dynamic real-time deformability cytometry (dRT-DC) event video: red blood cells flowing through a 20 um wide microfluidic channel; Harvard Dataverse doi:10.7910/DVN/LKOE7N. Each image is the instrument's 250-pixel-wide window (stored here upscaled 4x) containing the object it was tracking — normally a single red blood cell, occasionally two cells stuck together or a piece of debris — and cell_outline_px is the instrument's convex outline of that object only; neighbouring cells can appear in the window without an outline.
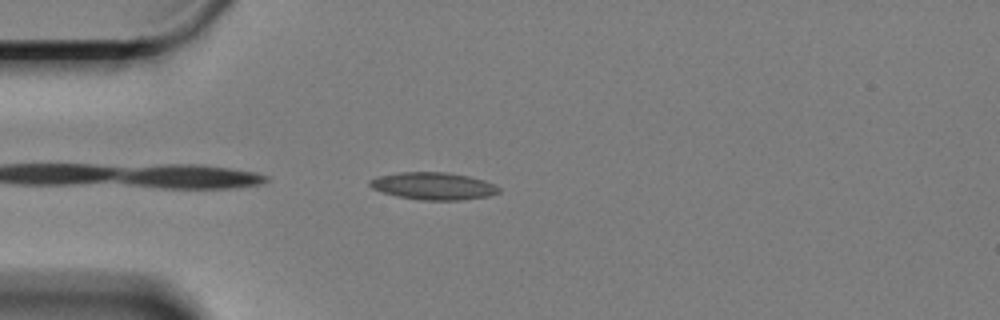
{"species": "Egyptian fruit bat (a non-hibernating species)", "species_latin": "Rousettus aegyptiacus", "temperature_condition": "cold", "stored_images_in_passage": 26, "camera_frame_rate_fps": 3000, "um_per_image_px": 0.085, "animal": {"sex": "female"}, "frame": {"image": 1, "passage_image": 1, "time_ms": 0.0, "image_size_px": [1000, 320], "cell_outline_px": [[500, 192], [488, 196], [460, 200], [420, 200], [396, 196], [372, 188], [368, 184], [368, 180], [380, 176], [400, 172], [448, 172], [468, 176], [484, 180], [500, 188]], "centroid_in_image_um": [36.83, 15.81], "position_along_channel_um": 48.2, "area_um2": 20.46}}
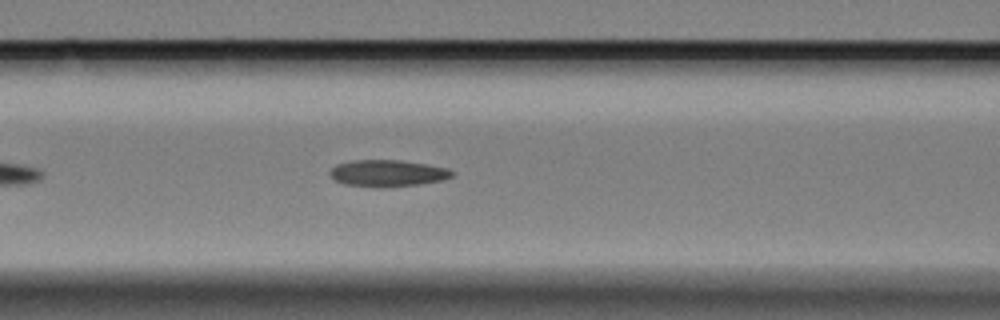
{"frame": {"image": 2, "passage_image": 10, "time_ms": 3.0, "image_size_px": [1000, 320], "cell_outline_px": [[456, 172], [452, 176], [444, 180], [420, 184], [384, 188], [376, 188], [344, 184], [336, 180], [328, 172], [336, 164], [352, 160], [400, 160], [428, 164], [448, 168]], "centroid_in_image_um": [32.98, 14.73], "position_along_channel_um": 133.6, "area_um2": 19.31}}
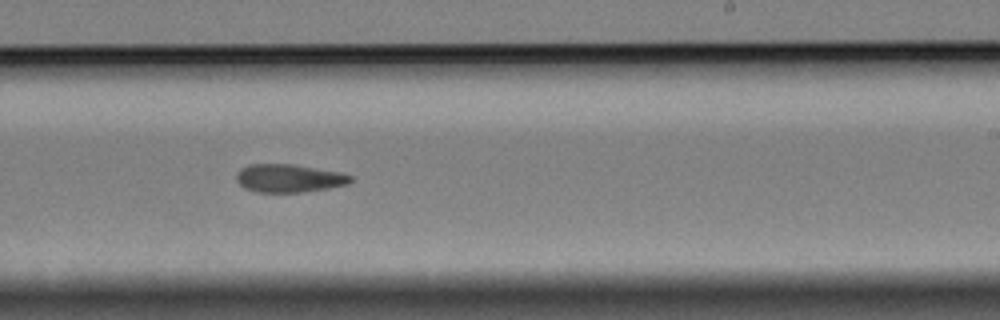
{"frame": {"image": 3, "passage_image": 22, "time_ms": 7.0, "image_size_px": [1000, 320], "cell_outline_px": [[352, 180], [348, 184], [328, 188], [304, 192], [256, 192], [244, 188], [236, 180], [236, 172], [240, 168], [248, 164], [292, 164], [340, 172], [352, 176]], "centroid_in_image_um": [24.53, 15.15], "position_along_channel_um": 264.5, "area_um2": 18.79}}